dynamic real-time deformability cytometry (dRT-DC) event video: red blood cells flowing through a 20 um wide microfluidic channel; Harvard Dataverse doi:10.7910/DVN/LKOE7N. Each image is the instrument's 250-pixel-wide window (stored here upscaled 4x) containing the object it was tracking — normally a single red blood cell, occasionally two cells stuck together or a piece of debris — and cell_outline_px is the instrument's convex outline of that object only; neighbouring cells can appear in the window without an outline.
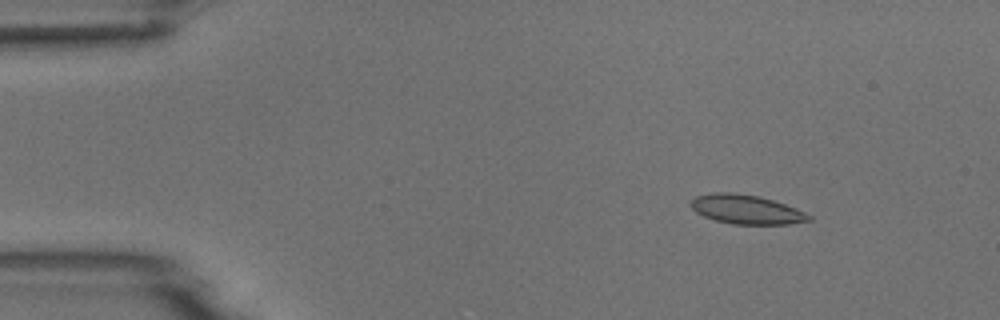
{"species": "common noctule bat (a hibernating species)", "species_latin": "Nyctalus noctula", "temperature_condition": "room temperature", "stored_images_in_passage": 9, "camera_frame_rate_fps": 3000, "um_per_image_px": 0.085, "animal": {"sex": "male", "body_mass_g": 18.8}, "frame": {"image": 1, "passage_image": 1, "time_ms": 0.0, "image_size_px": [1000, 320], "cell_outline_px": [[812, 220], [788, 224], [732, 224], [716, 220], [704, 216], [696, 212], [692, 208], [692, 200], [696, 196], [716, 192], [732, 192], [760, 196], [796, 208], [812, 216]], "centroid_in_image_um": [63.46, 17.8], "position_along_channel_um": 21.5, "area_um2": 19.88}}
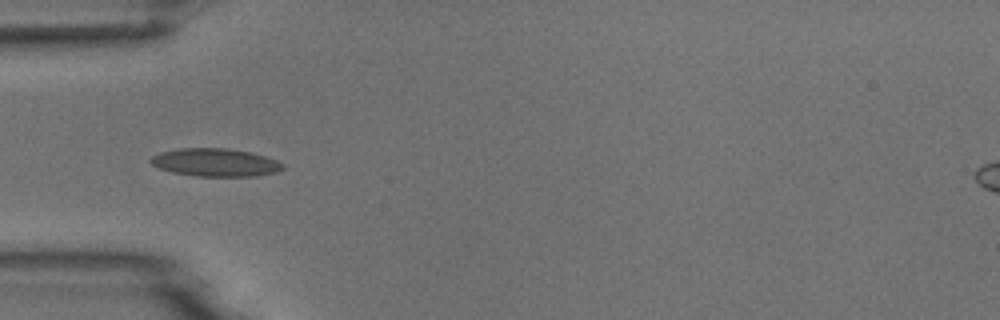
{"frame": {"image": 2, "passage_image": 3, "time_ms": 3.333, "image_size_px": [1000, 320], "cell_outline_px": [[284, 168], [276, 172], [256, 176], [196, 176], [172, 172], [160, 168], [152, 164], [148, 160], [152, 156], [160, 152], [180, 148], [228, 148], [252, 152], [276, 160], [284, 164]], "centroid_in_image_um": [18.3, 13.8], "position_along_channel_um": 66.7, "area_um2": 21.56}}
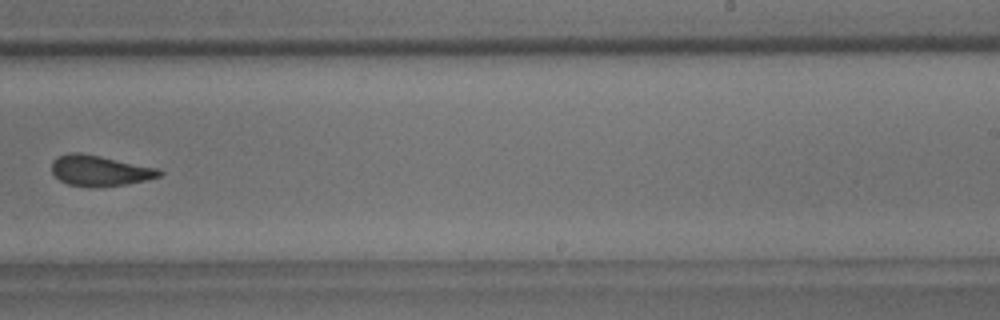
{"frame": {"image": 3, "passage_image": 8, "time_ms": 9.0, "image_size_px": [1000, 320], "cell_outline_px": [[164, 172], [160, 176], [148, 180], [124, 184], [92, 188], [88, 188], [68, 184], [60, 180], [52, 172], [52, 160], [56, 156], [68, 152], [80, 152], [100, 156], [156, 168]], "centroid_in_image_um": [8.43, 14.51], "position_along_channel_um": 280.6, "area_um2": 19.31}}